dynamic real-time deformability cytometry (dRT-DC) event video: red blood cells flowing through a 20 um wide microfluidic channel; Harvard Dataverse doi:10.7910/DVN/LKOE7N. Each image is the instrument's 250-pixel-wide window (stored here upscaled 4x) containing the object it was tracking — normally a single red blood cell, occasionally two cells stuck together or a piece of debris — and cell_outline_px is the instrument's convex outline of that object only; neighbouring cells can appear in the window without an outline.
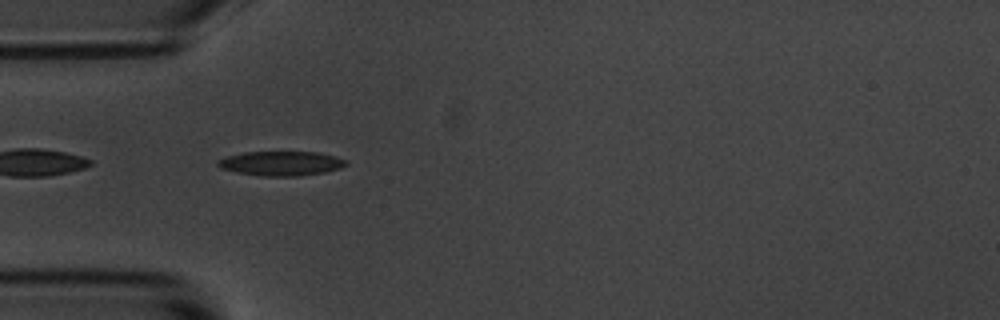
{"species": "common noctule bat (a hibernating species)", "species_latin": "Nyctalus noctula", "temperature_condition": "room temperature", "stored_images_in_passage": 6, "camera_frame_rate_fps": 3000, "um_per_image_px": 0.085, "animal": {"sex": "male", "body_mass_g": 20.1, "forearm_length_mm": 53.5}, "frame": {"image": 1, "passage_image": 3, "time_ms": 2.0, "image_size_px": [1000, 320], "cell_outline_px": [[348, 164], [340, 168], [324, 172], [296, 176], [264, 176], [240, 172], [220, 168], [216, 164], [216, 160], [228, 156], [244, 152], [316, 152], [336, 156], [344, 160]], "centroid_in_image_um": [23.89, 13.88], "position_along_channel_um": 61.1, "area_um2": 18.03}}
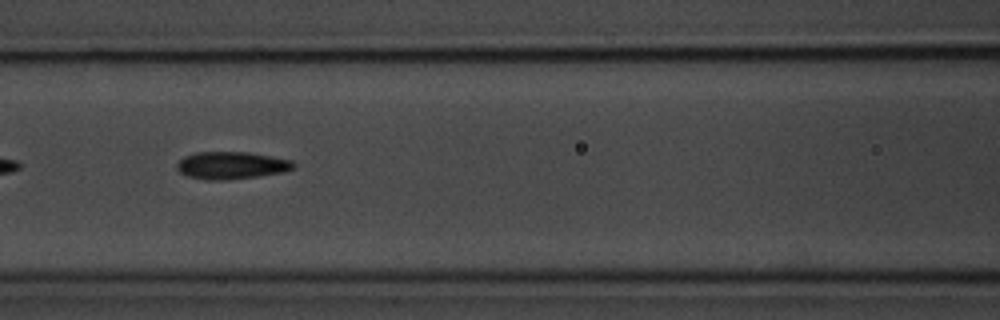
{"frame": {"image": 2, "passage_image": 5, "time_ms": 4.333, "image_size_px": [1000, 320], "cell_outline_px": [[296, 164], [292, 168], [284, 172], [256, 176], [224, 180], [208, 180], [188, 176], [180, 172], [176, 168], [176, 164], [184, 156], [196, 152], [248, 152], [272, 156], [292, 160]], "centroid_in_image_um": [19.66, 14.05], "position_along_channel_um": 146.9, "area_um2": 18.55}}
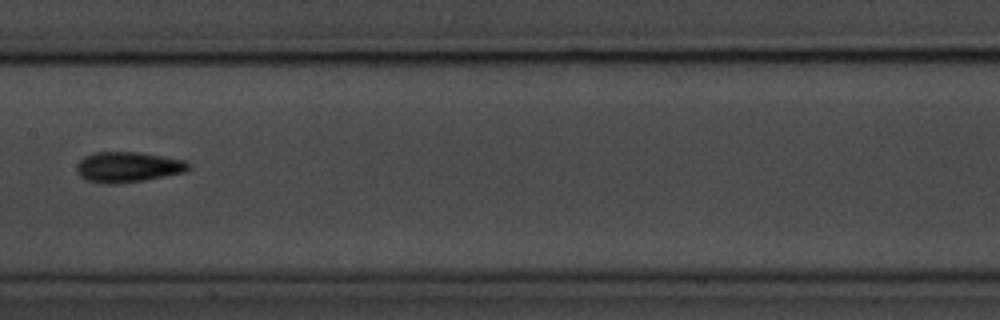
{"frame": {"image": 3, "passage_image": 6, "time_ms": 5.667, "image_size_px": [1000, 320], "cell_outline_px": [[192, 168], [184, 172], [144, 180], [116, 184], [104, 184], [88, 180], [80, 176], [76, 172], [76, 164], [84, 156], [96, 152], [136, 152], [184, 160], [192, 164]], "centroid_in_image_um": [10.86, 14.2], "position_along_channel_um": 196.5, "area_um2": 19.83}}